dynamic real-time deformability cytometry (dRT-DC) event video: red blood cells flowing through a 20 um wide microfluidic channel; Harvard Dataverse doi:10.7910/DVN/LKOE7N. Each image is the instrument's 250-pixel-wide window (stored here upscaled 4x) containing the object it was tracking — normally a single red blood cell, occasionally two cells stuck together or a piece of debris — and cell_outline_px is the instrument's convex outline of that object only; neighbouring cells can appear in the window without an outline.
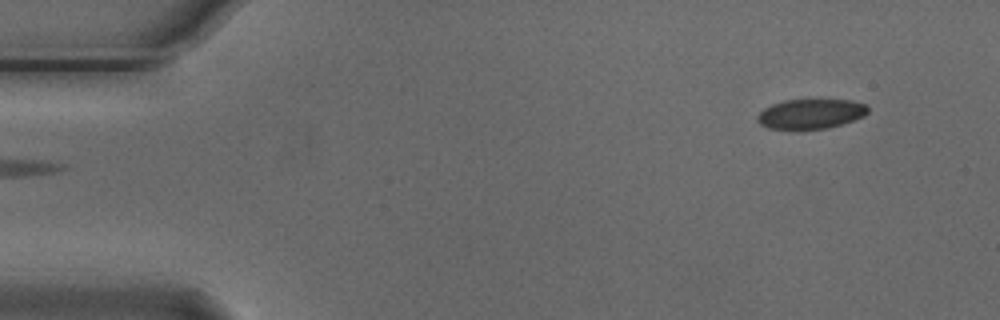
{"species": "Egyptian fruit bat (a non-hibernating species)", "species_latin": "Rousettus aegyptiacus", "temperature_condition": "cold", "stored_images_in_passage": 6, "segment_of_instrument_passage": [2, 2], "camera_frame_rate_fps": 3000, "um_per_image_px": 0.085, "animal": {"sex": "male"}, "frame": {"image": 1, "passage_image": 6, "time_ms": 1.667, "image_size_px": [1000, 320], "cell_outline_px": [[868, 112], [864, 116], [828, 128], [800, 132], [768, 128], [760, 124], [756, 120], [756, 116], [764, 108], [772, 104], [784, 100], [852, 100], [868, 104]], "centroid_in_image_um": [68.87, 9.71], "position_along_channel_um": 16.1, "area_um2": 19.83}}